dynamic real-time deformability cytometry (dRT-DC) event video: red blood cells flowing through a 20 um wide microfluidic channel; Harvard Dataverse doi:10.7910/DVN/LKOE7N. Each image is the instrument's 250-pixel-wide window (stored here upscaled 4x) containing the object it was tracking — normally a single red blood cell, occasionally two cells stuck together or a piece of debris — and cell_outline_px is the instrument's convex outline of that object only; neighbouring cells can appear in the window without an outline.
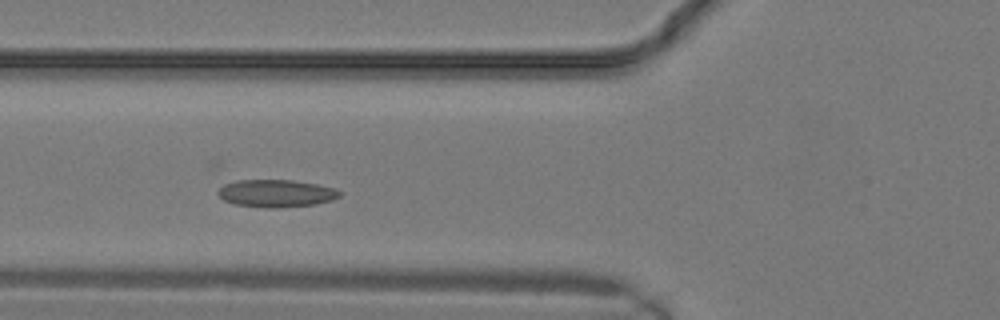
{"species": "common noctule bat (a hibernating species)", "species_latin": "Nyctalus noctula", "temperature_condition": "warm", "stored_images_in_passage": 12, "camera_frame_rate_fps": 3000, "um_per_image_px": 0.085, "animal": {"sex": "male", "body_mass_g": 19.2, "forearm_length_mm": 51.8}, "frame": {"image": 1, "passage_image": 9, "time_ms": 2.667, "image_size_px": [1000, 320], "cell_outline_px": [[340, 196], [332, 200], [312, 204], [276, 208], [268, 208], [236, 204], [224, 200], [216, 192], [224, 184], [236, 180], [292, 180], [316, 184], [336, 188], [340, 192]], "centroid_in_image_um": [23.46, 16.42], "position_along_channel_um": 102.3, "area_um2": 19.31}}
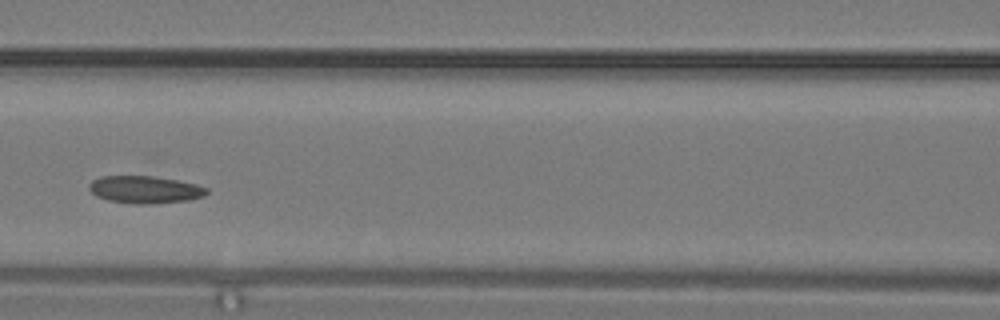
{"frame": {"image": 2, "passage_image": 11, "time_ms": 3.333, "image_size_px": [1000, 320], "cell_outline_px": [[208, 192], [204, 196], [188, 200], [156, 204], [132, 204], [108, 200], [96, 196], [88, 188], [88, 184], [92, 180], [100, 176], [152, 176], [176, 180], [196, 184], [208, 188]], "centroid_in_image_um": [12.3, 16.12], "position_along_channel_um": 154.3, "area_um2": 18.9}}